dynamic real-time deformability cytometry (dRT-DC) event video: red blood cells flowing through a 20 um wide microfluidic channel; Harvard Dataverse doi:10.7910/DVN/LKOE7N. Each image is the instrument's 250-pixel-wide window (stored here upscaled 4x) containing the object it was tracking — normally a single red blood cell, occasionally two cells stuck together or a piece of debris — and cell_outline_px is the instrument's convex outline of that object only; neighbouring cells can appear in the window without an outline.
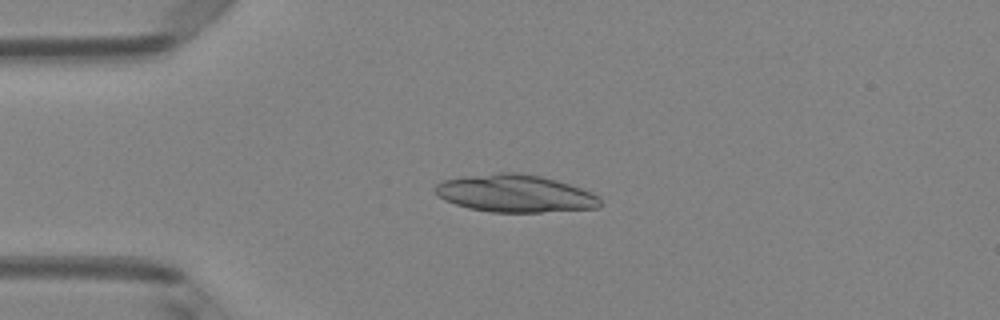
{"species": "Egyptian fruit bat (a non-hibernating species)", "species_latin": "Rousettus aegyptiacus", "temperature_condition": "room temperature", "stored_images_in_passage": 3, "camera_frame_rate_fps": 3000, "um_per_image_px": 0.085, "animal": {"sex": "female"}, "frame": {"image": 1, "passage_image": 1, "time_ms": 0.0, "image_size_px": [1000, 320], "cell_outline_px": [[604, 204], [600, 208], [540, 212], [492, 212], [468, 208], [444, 200], [432, 188], [440, 180], [464, 176], [500, 172], [516, 172], [540, 176], [572, 184], [592, 192], [600, 196]], "centroid_in_image_um": [43.83, 16.44], "position_along_channel_um": 41.2, "area_um2": 36.53}}